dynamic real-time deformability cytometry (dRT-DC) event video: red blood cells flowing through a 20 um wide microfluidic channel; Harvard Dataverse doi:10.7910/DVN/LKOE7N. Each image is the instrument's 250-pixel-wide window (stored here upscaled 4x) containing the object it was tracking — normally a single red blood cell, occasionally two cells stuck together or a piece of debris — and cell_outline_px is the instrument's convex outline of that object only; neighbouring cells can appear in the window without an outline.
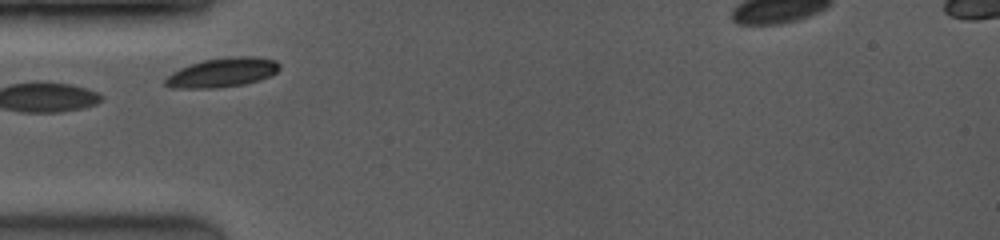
{"species": "common noctule bat (a hibernating species)", "species_latin": "Nyctalus noctula", "temperature_condition": "room temperature", "stored_images_in_passage": 4, "camera_frame_rate_fps": 3500, "um_per_image_px": 0.085, "animal": {"sex": "female", "body_mass_g": 19.0, "forearm_length_mm": 53.3}, "frame": {"image": 1, "passage_image": 1, "time_ms": 0.0, "image_size_px": [1000, 240], "cell_outline_px": [[280, 68], [276, 72], [260, 80], [244, 84], [216, 88], [168, 88], [164, 84], [164, 80], [172, 72], [180, 68], [204, 60], [236, 56], [252, 56], [276, 60], [280, 64]], "centroid_in_image_um": [18.89, 6.17], "position_along_channel_um": 66.1, "area_um2": 19.42}}